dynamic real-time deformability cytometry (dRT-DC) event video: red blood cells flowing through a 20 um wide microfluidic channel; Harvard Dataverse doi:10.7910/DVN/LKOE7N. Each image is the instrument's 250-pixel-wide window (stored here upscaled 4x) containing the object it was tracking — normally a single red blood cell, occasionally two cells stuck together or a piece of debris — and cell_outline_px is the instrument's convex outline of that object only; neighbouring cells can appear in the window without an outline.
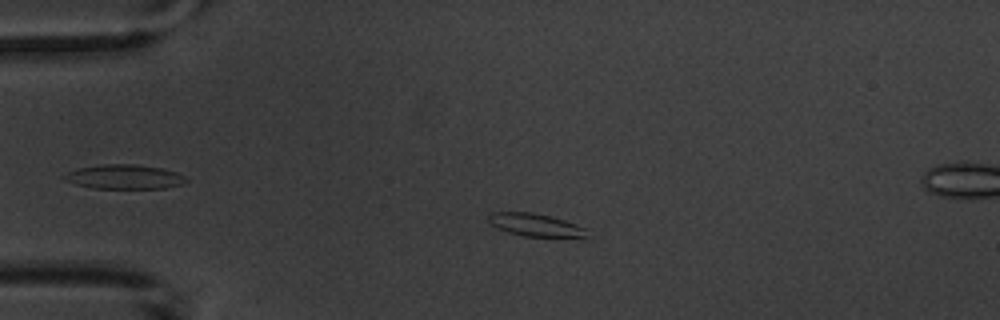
{"species": "common noctule bat (a hibernating species)", "species_latin": "Nyctalus noctula", "temperature_condition": "warm", "stored_images_in_passage": 4, "camera_frame_rate_fps": 3000, "um_per_image_px": 0.085, "animal": {"sex": "male", "body_mass_g": 20.1, "forearm_length_mm": 53.5}, "frame": {"image": 1, "passage_image": 2, "time_ms": 1.0, "image_size_px": [1000, 320], "cell_outline_px": [[588, 240], [584, 240], [524, 236], [508, 232], [496, 228], [488, 220], [488, 216], [492, 212], [532, 212], [552, 216], [588, 228]], "centroid_in_image_um": [45.69, 19.18], "position_along_channel_um": 39.3, "area_um2": 13.93}}